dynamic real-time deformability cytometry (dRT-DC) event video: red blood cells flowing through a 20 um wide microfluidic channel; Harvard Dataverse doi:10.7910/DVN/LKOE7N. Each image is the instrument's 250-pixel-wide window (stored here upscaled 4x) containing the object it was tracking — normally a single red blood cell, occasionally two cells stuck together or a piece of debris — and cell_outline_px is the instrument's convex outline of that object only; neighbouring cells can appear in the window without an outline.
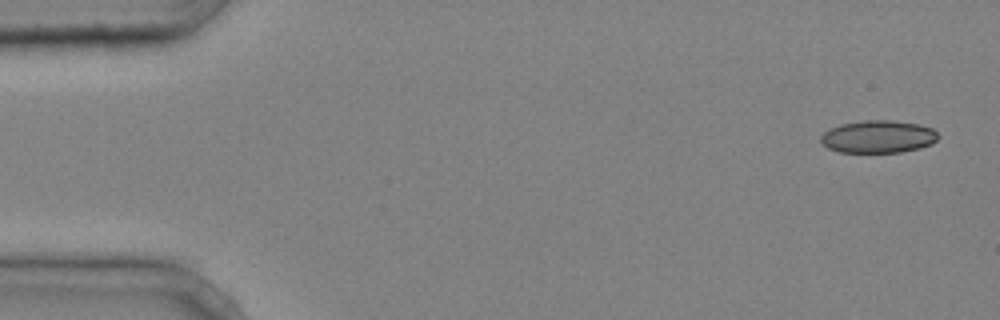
{"species": "common noctule bat (a hibernating species)", "species_latin": "Nyctalus noctula", "temperature_condition": "cold", "stored_images_in_passage": 42, "camera_frame_rate_fps": 3000, "um_per_image_px": 0.085, "animal": {"sex": "male", "body_mass_g": 20.4}, "frame": {"image": 1, "passage_image": 1, "time_ms": 0.0, "image_size_px": [1000, 320], "cell_outline_px": [[940, 136], [932, 144], [920, 148], [900, 152], [840, 152], [828, 148], [820, 140], [820, 136], [824, 132], [840, 124], [864, 120], [888, 120], [916, 124], [932, 128]], "centroid_in_image_um": [74.65, 11.62], "position_along_channel_um": 10.4, "area_um2": 22.14}}
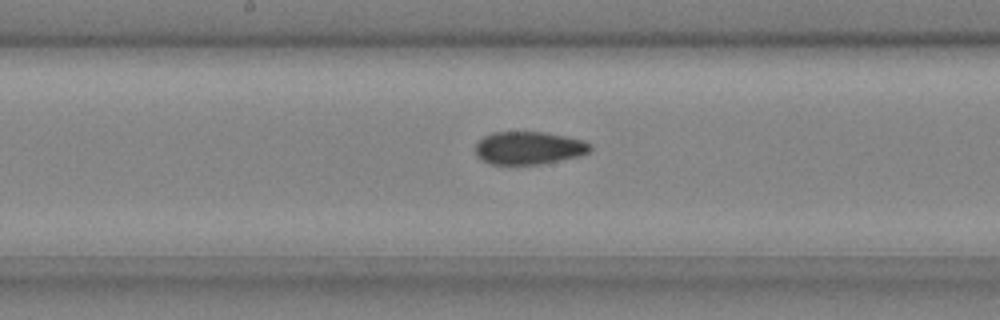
{"frame": {"image": 2, "passage_image": 23, "time_ms": 7.333, "image_size_px": [1000, 320], "cell_outline_px": [[592, 148], [588, 152], [580, 156], [540, 164], [492, 164], [480, 160], [476, 156], [476, 144], [484, 136], [492, 132], [544, 132], [584, 140], [592, 144]], "centroid_in_image_um": [44.95, 12.57], "position_along_channel_um": 203.3, "area_um2": 22.02}}
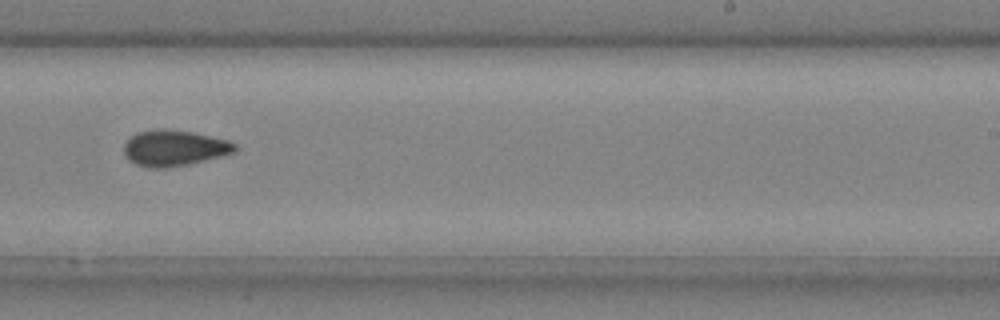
{"frame": {"image": 3, "passage_image": 28, "time_ms": 9.0, "image_size_px": [1000, 320], "cell_outline_px": [[236, 152], [188, 164], [164, 168], [148, 168], [136, 164], [128, 160], [124, 156], [124, 144], [136, 132], [160, 128], [164, 128], [192, 132], [228, 140], [236, 144]], "centroid_in_image_um": [14.78, 12.58], "position_along_channel_um": 274.2, "area_um2": 23.24}, "authors_computed_cell_mechanics": {"area_um2": 22.7154, "velocity_mm_per_s": 4.2608, "shape_relaxation_time_tau1_ms": null, "shape_relaxation_time_tau2_ms": 2.3151, "deformation_change_tau1": null, "deformation_change_tau2": 0.071}}